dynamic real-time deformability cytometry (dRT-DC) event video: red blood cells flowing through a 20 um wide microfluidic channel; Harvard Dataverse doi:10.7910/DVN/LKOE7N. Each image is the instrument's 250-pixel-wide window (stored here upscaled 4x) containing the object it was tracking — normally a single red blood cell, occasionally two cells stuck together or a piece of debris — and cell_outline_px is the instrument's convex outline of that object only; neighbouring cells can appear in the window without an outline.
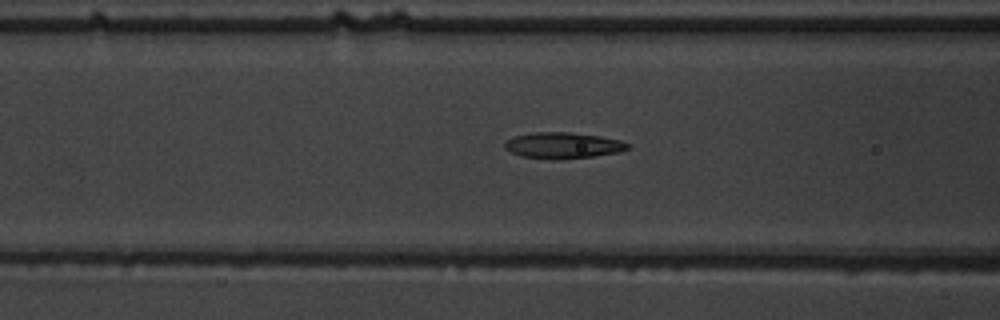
{"species": "common noctule bat (a hibernating species)", "species_latin": "Nyctalus noctula", "temperature_condition": "warm", "stored_images_in_passage": 39, "camera_frame_rate_fps": 3000, "um_per_image_px": 0.085, "animal": {"sex": "male", "body_mass_g": 19.5, "forearm_length_mm": 54.6}, "frame": {"image": 1, "passage_image": 10, "time_ms": 3.0, "image_size_px": [1000, 320], "cell_outline_px": [[628, 148], [620, 152], [592, 156], [560, 160], [552, 160], [520, 156], [508, 152], [504, 148], [504, 140], [516, 136], [532, 132], [568, 132], [600, 136], [620, 140], [628, 144]], "centroid_in_image_um": [47.78, 12.37], "position_along_channel_um": 118.8, "area_um2": 18.9}}
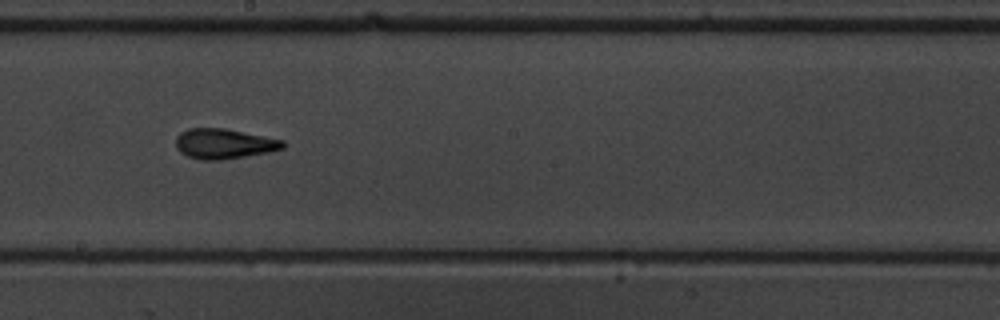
{"frame": {"image": 2, "passage_image": 19, "time_ms": 6.0, "image_size_px": [1000, 320], "cell_outline_px": [[284, 148], [268, 152], [220, 160], [200, 160], [188, 156], [180, 152], [176, 148], [176, 136], [180, 132], [188, 128], [224, 128], [284, 140]], "centroid_in_image_um": [19.0, 12.21], "position_along_channel_um": 229.2, "area_um2": 18.73}}
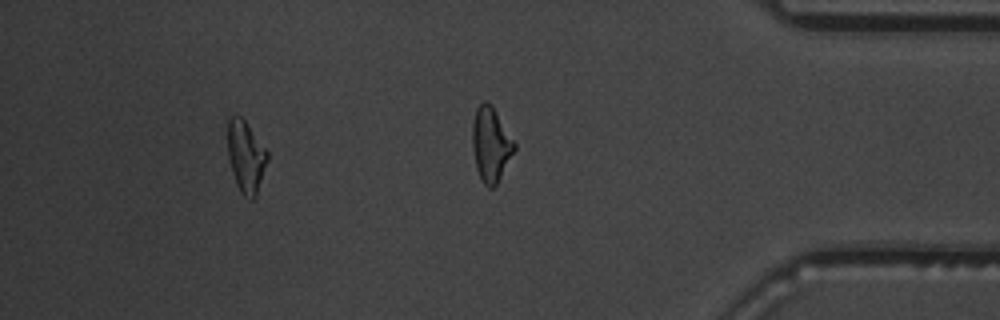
{"frame": {"image": 3, "passage_image": 34, "time_ms": 11.0, "image_size_px": [1000, 320], "cell_outline_px": [[268, 160], [256, 196], [252, 200], [248, 200], [240, 192], [236, 184], [232, 172], [228, 156], [228, 120], [232, 116], [240, 116], [244, 120], [268, 152]], "centroid_in_image_um": [20.9, 13.36], "position_along_channel_um": 414.3, "area_um2": 16.47}, "authors_computed_cell_mechanics": {"area_um2": 17.34, "velocity_mm_per_s": 3.6849, "shape_relaxation_time_tau1_ms": 4.4924, "shape_relaxation_time_tau2_ms": 2.6335, "deformation_change_tau1": 0.2312, "deformation_change_tau2": 0.1283}}